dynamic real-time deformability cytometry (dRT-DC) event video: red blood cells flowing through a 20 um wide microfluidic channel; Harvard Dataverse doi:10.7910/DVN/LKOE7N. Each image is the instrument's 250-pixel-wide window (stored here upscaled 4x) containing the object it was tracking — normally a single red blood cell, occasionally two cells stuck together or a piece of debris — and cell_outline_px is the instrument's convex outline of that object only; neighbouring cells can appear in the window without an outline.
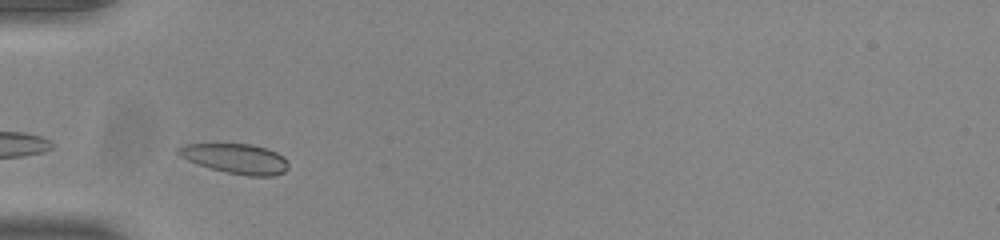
{"species": "common noctule bat (a hibernating species)", "species_latin": "Nyctalus noctula", "temperature_condition": "room temperature", "stored_images_in_passage": 4, "camera_frame_rate_fps": 3000, "um_per_image_px": 0.085, "animal": {"sex": "male", "body_mass_g": 20.0, "forearm_length_mm": 53.3}, "frame": {"image": 1, "passage_image": 1, "time_ms": 0.0, "image_size_px": [1000, 240], "cell_outline_px": [[288, 168], [284, 172], [272, 176], [248, 176], [228, 172], [212, 168], [188, 160], [180, 156], [176, 152], [176, 148], [184, 144], [252, 144], [276, 152], [284, 156], [288, 164]], "centroid_in_image_um": [20.05, 13.48], "position_along_channel_um": 65.0, "area_um2": 18.96}}